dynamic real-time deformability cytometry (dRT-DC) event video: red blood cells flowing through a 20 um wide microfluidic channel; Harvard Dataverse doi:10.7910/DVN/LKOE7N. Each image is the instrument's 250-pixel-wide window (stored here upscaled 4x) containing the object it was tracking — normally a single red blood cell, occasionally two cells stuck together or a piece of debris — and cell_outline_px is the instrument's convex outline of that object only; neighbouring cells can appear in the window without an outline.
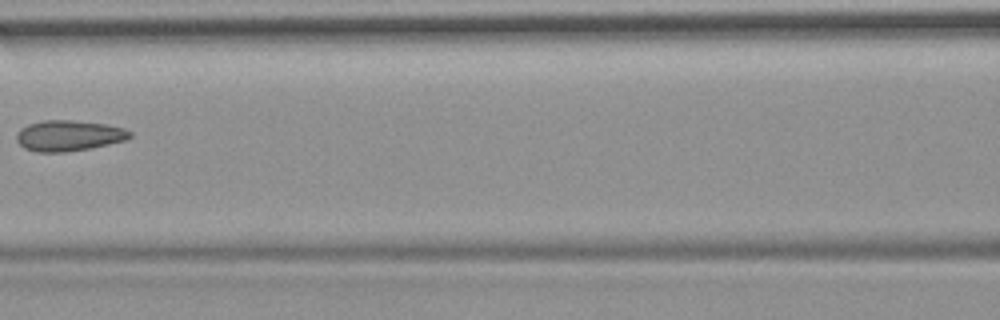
{"species": "common noctule bat (a hibernating species)", "species_latin": "Nyctalus noctula", "temperature_condition": "room temperature", "stored_images_in_passage": 52, "camera_frame_rate_fps": 3000, "um_per_image_px": 0.085, "animal": {"sex": "female", "body_mass_g": 19.9}, "frame": {"image": 1, "passage_image": 23, "time_ms": 7.333, "image_size_px": [1000, 320], "cell_outline_px": [[132, 136], [124, 140], [92, 148], [64, 152], [36, 152], [24, 148], [16, 140], [16, 132], [20, 128], [28, 124], [44, 120], [72, 120], [104, 124], [124, 128], [132, 132]], "centroid_in_image_um": [5.81, 11.53], "position_along_channel_um": 160.8, "area_um2": 20.35}, "authors_computed_cell_mechanics": {"area_um2": 20.2589, "velocity_mm_per_s": 3.7199, "shape_relaxation_time_tau1_ms": null, "shape_relaxation_time_tau2_ms": 1.7392, "deformation_change_tau1": null, "deformation_change_tau2": 0.1067}}